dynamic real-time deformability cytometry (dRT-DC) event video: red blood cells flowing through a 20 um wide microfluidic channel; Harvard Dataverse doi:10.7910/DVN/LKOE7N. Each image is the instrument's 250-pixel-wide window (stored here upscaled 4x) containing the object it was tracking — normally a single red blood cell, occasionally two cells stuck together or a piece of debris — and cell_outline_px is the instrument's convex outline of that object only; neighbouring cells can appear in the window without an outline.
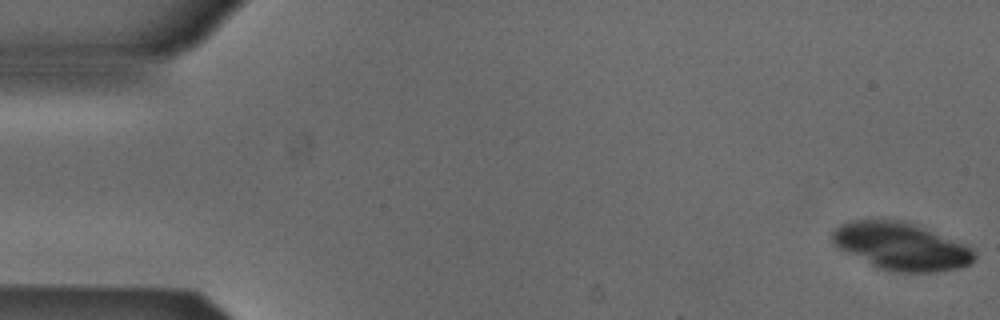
{"species": "Egyptian fruit bat (a non-hibernating species)", "species_latin": "Rousettus aegyptiacus", "temperature_condition": "cold", "stored_images_in_passage": 53, "camera_frame_rate_fps": 3000, "um_per_image_px": 0.085, "animal": {"sex": "male"}, "frame": {"image": 1, "passage_image": 1, "time_ms": 0.0, "image_size_px": [1000, 320], "cell_outline_px": [[976, 256], [968, 264], [960, 268], [936, 272], [900, 272], [876, 268], [832, 244], [832, 232], [840, 224], [852, 220], [884, 216], [912, 224], [964, 244], [972, 248]], "centroid_in_image_um": [76.53, 20.91], "position_along_channel_um": 8.5, "area_um2": 39.42}}
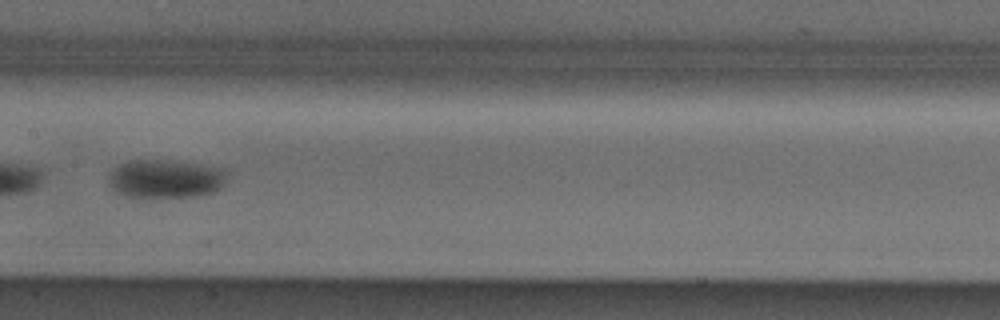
{"frame": {"image": 2, "passage_image": 27, "time_ms": 8.667, "image_size_px": [1000, 320], "cell_outline_px": [[228, 180], [220, 188], [212, 192], [200, 196], [124, 196], [116, 192], [108, 180], [108, 176], [112, 168], [128, 160], [172, 160], [204, 164], [228, 168]], "centroid_in_image_um": [14.14, 15.16], "position_along_channel_um": 193.3, "area_um2": 26.99}}
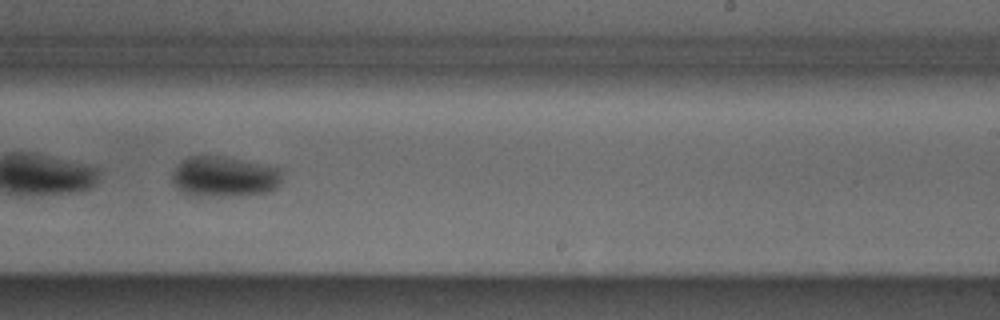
{"frame": {"image": 3, "passage_image": 33, "time_ms": 10.667, "image_size_px": [1000, 320], "cell_outline_px": [[284, 172], [280, 184], [276, 188], [268, 192], [224, 196], [188, 196], [180, 192], [172, 184], [172, 172], [180, 160], [188, 156], [220, 156], [280, 168]], "centroid_in_image_um": [19.01, 15.03], "position_along_channel_um": 270.0, "area_um2": 26.3}, "authors_computed_cell_mechanics": {"area_um2": 27.6284, "velocity_mm_per_s": 3.8395, "shape_relaxation_time_tau1_ms": 3.7776, "shape_relaxation_time_tau2_ms": null, "deformation_change_tau1": 0.0967, "deformation_change_tau2": null}}